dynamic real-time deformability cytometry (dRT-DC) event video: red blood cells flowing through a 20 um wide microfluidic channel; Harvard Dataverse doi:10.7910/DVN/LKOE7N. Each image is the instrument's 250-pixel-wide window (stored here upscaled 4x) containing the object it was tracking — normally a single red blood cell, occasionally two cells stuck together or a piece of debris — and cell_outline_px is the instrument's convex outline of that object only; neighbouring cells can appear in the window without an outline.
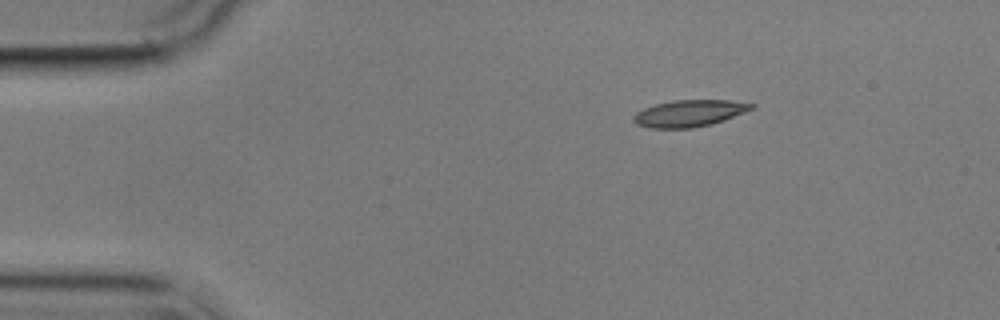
{"species": "common noctule bat (a hibernating species)", "species_latin": "Nyctalus noctula", "temperature_condition": "cold", "stored_images_in_passage": 3, "camera_frame_rate_fps": 3000, "um_per_image_px": 0.085, "animal": {"sex": "male", "body_mass_g": 17.9}, "frame": {"image": 1, "passage_image": 1, "time_ms": 0.0, "image_size_px": [1000, 320], "cell_outline_px": [[756, 104], [752, 108], [744, 112], [724, 120], [712, 124], [692, 128], [652, 128], [636, 124], [632, 120], [632, 116], [636, 112], [644, 108], [656, 104], [672, 100], [732, 100]], "centroid_in_image_um": [58.57, 9.63], "position_along_channel_um": 26.4, "area_um2": 18.38}}